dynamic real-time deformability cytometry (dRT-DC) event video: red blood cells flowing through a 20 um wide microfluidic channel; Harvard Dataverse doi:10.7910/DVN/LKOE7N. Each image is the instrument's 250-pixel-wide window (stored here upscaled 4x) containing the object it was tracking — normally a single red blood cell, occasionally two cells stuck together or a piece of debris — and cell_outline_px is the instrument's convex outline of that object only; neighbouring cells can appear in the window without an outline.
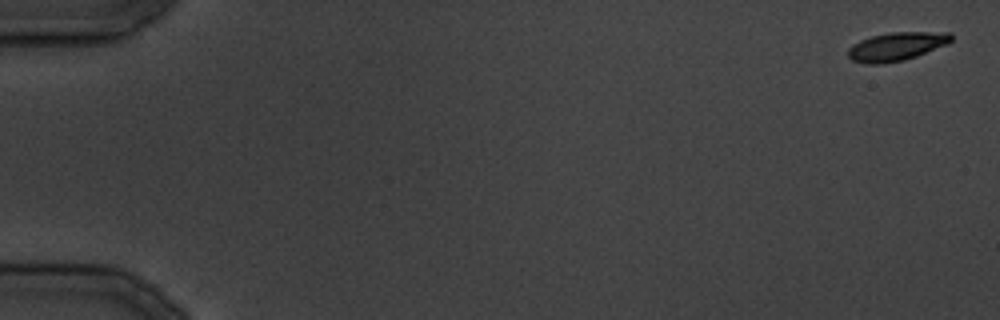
{"species": "common noctule bat (a hibernating species)", "species_latin": "Nyctalus noctula", "temperature_condition": "cold", "stored_images_in_passage": 35, "camera_frame_rate_fps": 3000, "um_per_image_px": 0.085, "animal": {"sex": "male", "body_mass_g": 19.5, "forearm_length_mm": 54.6}, "frame": {"image": 1, "passage_image": 1, "time_ms": 0.0, "image_size_px": [1000, 320], "cell_outline_px": [[952, 40], [948, 44], [916, 56], [904, 60], [884, 64], [864, 64], [852, 60], [848, 56], [848, 48], [852, 44], [860, 40], [872, 36], [892, 32], [952, 32]], "centroid_in_image_um": [76.2, 3.95], "position_along_channel_um": 8.8, "area_um2": 17.22}}
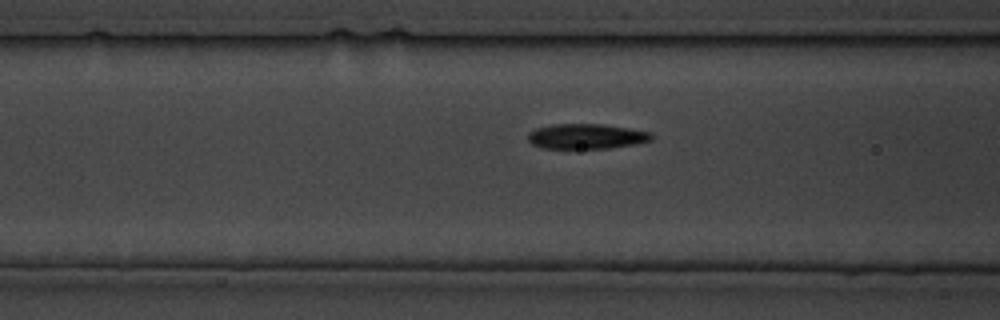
{"frame": {"image": 2, "passage_image": 15, "time_ms": 16.667, "image_size_px": [1000, 320], "cell_outline_px": [[652, 140], [632, 144], [608, 148], [544, 148], [532, 144], [528, 140], [528, 132], [536, 128], [552, 124], [604, 124], [652, 132]], "centroid_in_image_um": [49.82, 11.58], "position_along_channel_um": 116.8, "area_um2": 17.98}}
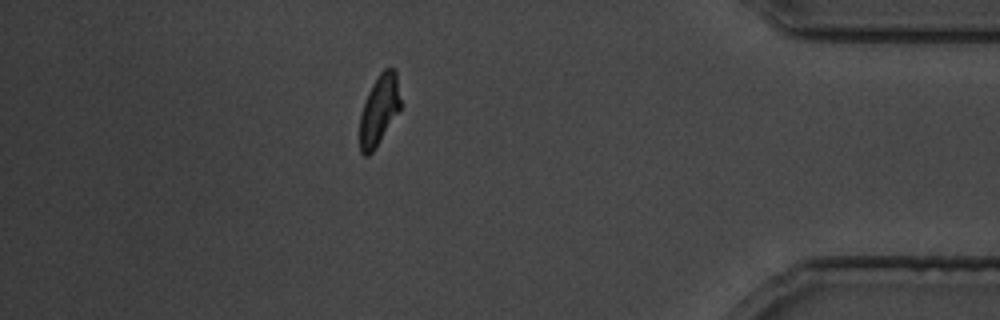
{"frame": {"image": 3, "passage_image": 31, "time_ms": 37.0, "image_size_px": [1000, 320], "cell_outline_px": [[400, 108], [372, 152], [368, 156], [364, 156], [360, 152], [360, 116], [368, 92], [372, 84], [380, 72], [384, 68], [392, 68], [396, 72], [400, 100]], "centroid_in_image_um": [32.2, 9.34], "position_along_channel_um": 403.0, "area_um2": 16.18}}